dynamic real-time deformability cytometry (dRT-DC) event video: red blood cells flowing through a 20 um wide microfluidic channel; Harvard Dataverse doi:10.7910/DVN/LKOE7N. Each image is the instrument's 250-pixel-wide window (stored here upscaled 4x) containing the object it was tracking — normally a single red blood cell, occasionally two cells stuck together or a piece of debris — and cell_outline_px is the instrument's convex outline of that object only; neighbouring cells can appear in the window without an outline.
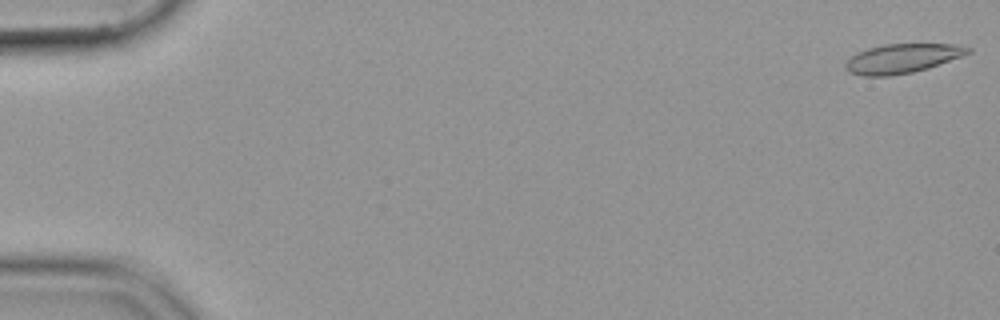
{"species": "common noctule bat (a hibernating species)", "species_latin": "Nyctalus noctula", "temperature_condition": "cold", "stored_images_in_passage": 54, "camera_frame_rate_fps": 3000, "um_per_image_px": 0.085, "animal": {"sex": "female", "body_mass_g": 19.9}, "frame": {"image": 1, "passage_image": 1, "time_ms": 0.0, "image_size_px": [1000, 320], "cell_outline_px": [[972, 52], [928, 68], [912, 72], [892, 76], [864, 76], [848, 72], [844, 68], [844, 64], [856, 52], [868, 48], [884, 44], [952, 44], [972, 48]], "centroid_in_image_um": [76.65, 4.97], "position_along_channel_um": 8.3, "area_um2": 20.87}}
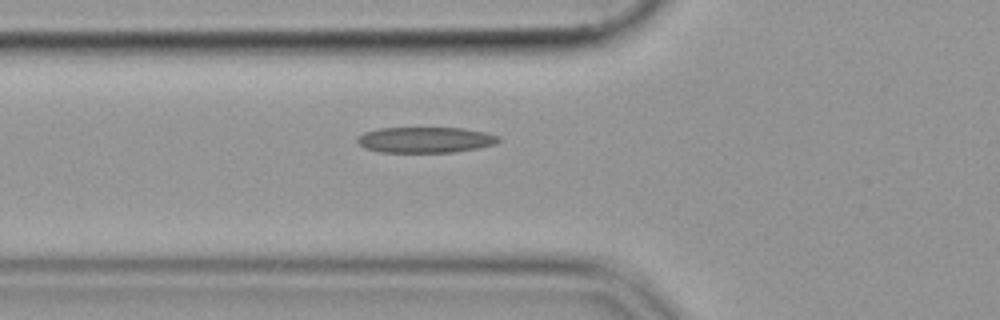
{"frame": {"image": 2, "passage_image": 20, "time_ms": 6.333, "image_size_px": [1000, 320], "cell_outline_px": [[500, 140], [496, 144], [456, 152], [380, 152], [364, 148], [356, 140], [356, 136], [364, 132], [376, 128], [464, 128], [484, 132], [500, 136]], "centroid_in_image_um": [36.13, 11.88], "position_along_channel_um": 89.7, "area_um2": 21.33}}
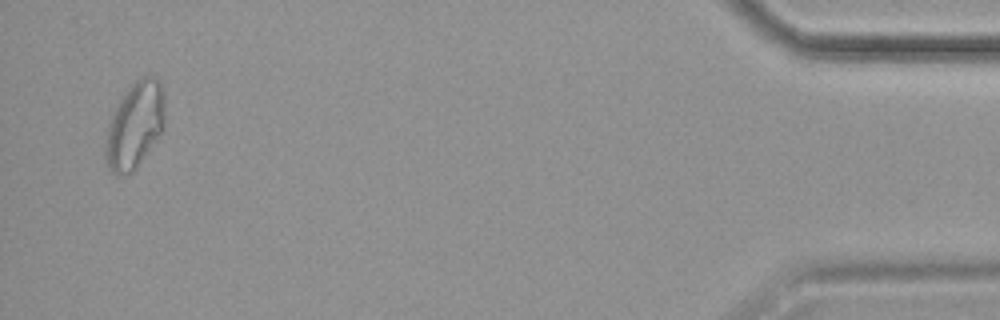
{"frame": {"image": 3, "passage_image": 53, "time_ms": 17.333, "image_size_px": [1000, 320], "cell_outline_px": [[164, 132], [136, 168], [132, 172], [120, 176], [116, 176], [112, 172], [104, 160], [104, 140], [108, 120], [120, 96], [136, 80], [152, 72], [160, 80], [164, 92]], "centroid_in_image_um": [11.45, 10.63], "position_along_channel_um": 423.8, "area_um2": 31.1}}